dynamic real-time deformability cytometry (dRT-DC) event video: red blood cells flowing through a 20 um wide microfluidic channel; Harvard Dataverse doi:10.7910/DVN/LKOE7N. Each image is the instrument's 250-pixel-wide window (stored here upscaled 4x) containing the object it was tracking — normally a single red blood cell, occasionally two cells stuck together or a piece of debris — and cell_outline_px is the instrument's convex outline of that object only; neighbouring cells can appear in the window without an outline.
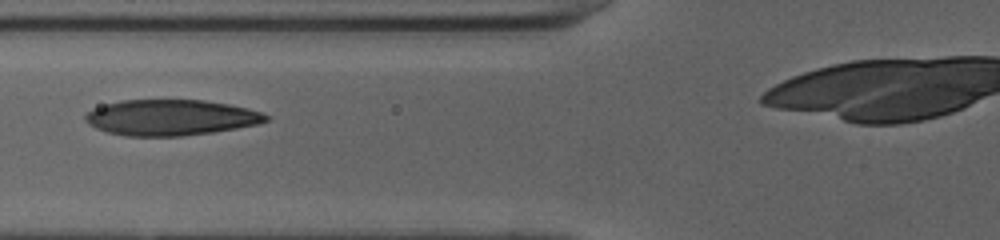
{"species": "human", "species_latin": "Homo sapiens", "temperature_condition": "cold", "stored_images_in_passage": 36, "camera_frame_rate_fps": 3000, "um_per_image_px": 0.085, "donor": {"sex": "female"}, "frame": {"image": 1, "passage_image": 10, "time_ms": 3.0, "image_size_px": [1000, 240], "cell_outline_px": [[268, 120], [256, 124], [236, 128], [212, 132], [180, 136], [124, 136], [108, 132], [96, 128], [88, 124], [84, 120], [84, 116], [88, 112], [104, 104], [120, 100], [204, 100], [228, 104], [248, 108], [260, 112], [268, 116]], "centroid_in_image_um": [14.48, 9.99], "position_along_channel_um": 111.3, "area_um2": 37.51}}
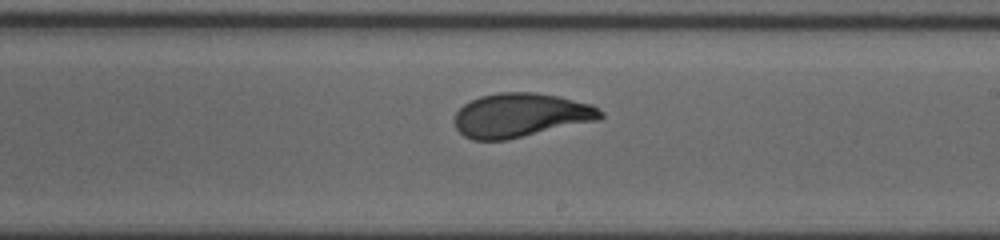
{"frame": {"image": 2, "passage_image": 20, "time_ms": 6.333, "image_size_px": [1000, 240], "cell_outline_px": [[604, 116], [600, 120], [504, 140], [472, 140], [464, 136], [456, 128], [456, 112], [464, 104], [480, 96], [500, 92], [536, 92], [560, 96], [592, 104], [604, 112]], "centroid_in_image_um": [44.3, 9.78], "position_along_channel_um": 244.7, "area_um2": 37.45}}
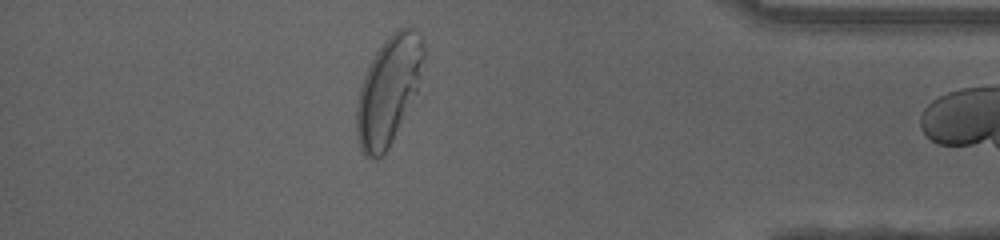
{"frame": {"image": 3, "passage_image": 34, "time_ms": 11.0, "image_size_px": [1000, 240], "cell_outline_px": [[424, 56], [420, 80], [416, 92], [384, 156], [376, 160], [368, 160], [364, 156], [360, 148], [356, 132], [356, 104], [360, 84], [368, 64], [384, 40], [392, 32], [408, 24], [420, 36], [424, 48]], "centroid_in_image_um": [32.98, 7.7], "position_along_channel_um": 402.2, "area_um2": 42.37}}